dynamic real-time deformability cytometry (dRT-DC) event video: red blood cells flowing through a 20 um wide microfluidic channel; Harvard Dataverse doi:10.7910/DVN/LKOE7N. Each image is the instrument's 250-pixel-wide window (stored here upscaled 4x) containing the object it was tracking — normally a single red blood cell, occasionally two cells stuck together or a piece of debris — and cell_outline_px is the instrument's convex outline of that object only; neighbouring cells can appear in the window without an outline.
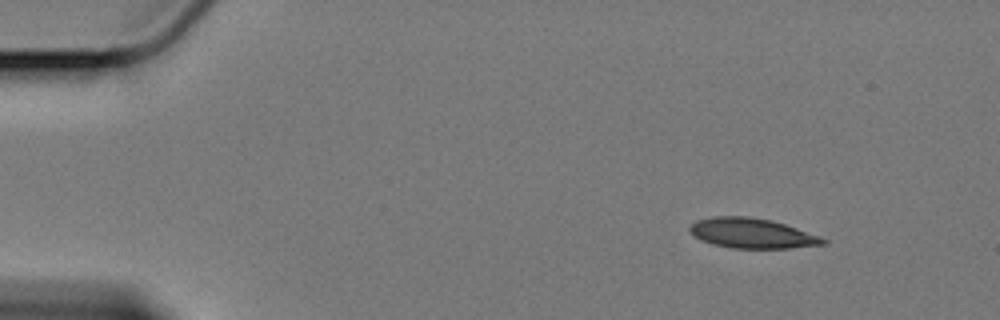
{"species": "Egyptian fruit bat (a non-hibernating species)", "species_latin": "Rousettus aegyptiacus", "temperature_condition": "cold", "stored_images_in_passage": 54, "camera_frame_rate_fps": 3000, "um_per_image_px": 0.085, "animal": {"sex": "female"}, "frame": {"image": 1, "passage_image": 1, "time_ms": 0.0, "image_size_px": [1000, 320], "cell_outline_px": [[828, 244], [788, 248], [732, 248], [712, 244], [700, 240], [688, 232], [688, 228], [696, 220], [712, 216], [748, 216], [772, 220], [820, 236], [828, 240]], "centroid_in_image_um": [63.89, 19.82], "position_along_channel_um": 21.1, "area_um2": 23.47}}
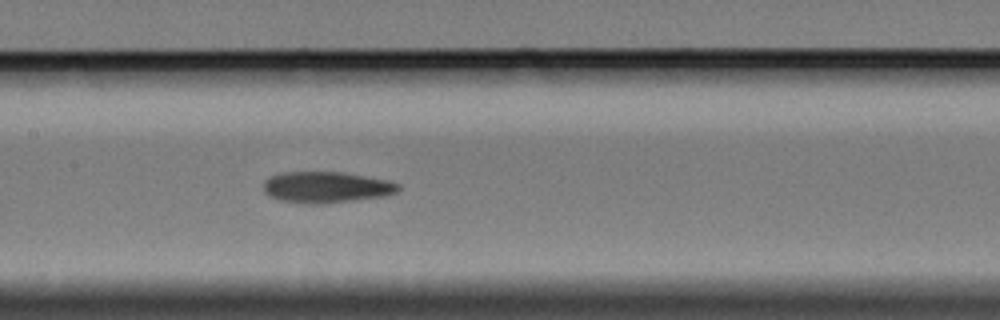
{"frame": {"image": 2, "passage_image": 23, "time_ms": 7.333, "image_size_px": [1000, 320], "cell_outline_px": [[400, 188], [396, 192], [384, 196], [352, 200], [316, 204], [308, 204], [280, 200], [268, 196], [264, 192], [264, 180], [280, 172], [344, 172], [388, 180], [400, 184]], "centroid_in_image_um": [27.72, 15.9], "position_along_channel_um": 179.7, "area_um2": 24.45}}
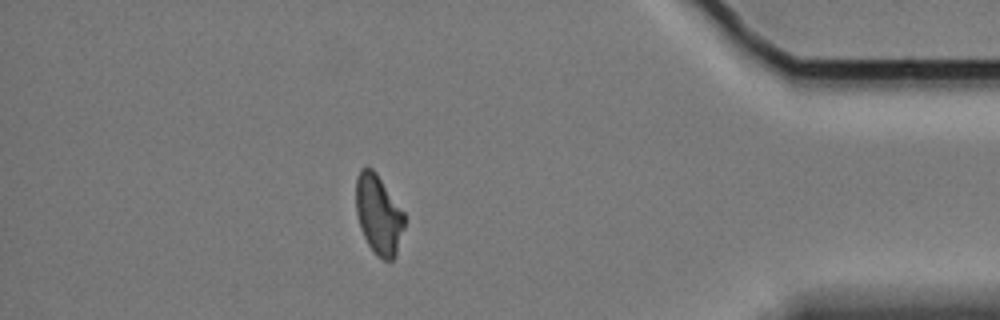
{"frame": {"image": 3, "passage_image": 46, "time_ms": 15.0, "image_size_px": [1000, 320], "cell_outline_px": [[404, 228], [396, 256], [392, 260], [384, 260], [376, 256], [368, 244], [360, 228], [356, 212], [356, 176], [360, 168], [372, 168], [376, 172], [404, 212]], "centroid_in_image_um": [32.17, 18.25], "position_along_channel_um": 403.0, "area_um2": 22.54}, "authors_computed_cell_mechanics": {"area_um2": 23.7847, "velocity_mm_per_s": 3.3892, "shape_relaxation_time_tau1_ms": 7.3544, "shape_relaxation_time_tau2_ms": 5.8574, "deformation_change_tau1": 0.162, "deformation_change_tau2": 0.1056}}